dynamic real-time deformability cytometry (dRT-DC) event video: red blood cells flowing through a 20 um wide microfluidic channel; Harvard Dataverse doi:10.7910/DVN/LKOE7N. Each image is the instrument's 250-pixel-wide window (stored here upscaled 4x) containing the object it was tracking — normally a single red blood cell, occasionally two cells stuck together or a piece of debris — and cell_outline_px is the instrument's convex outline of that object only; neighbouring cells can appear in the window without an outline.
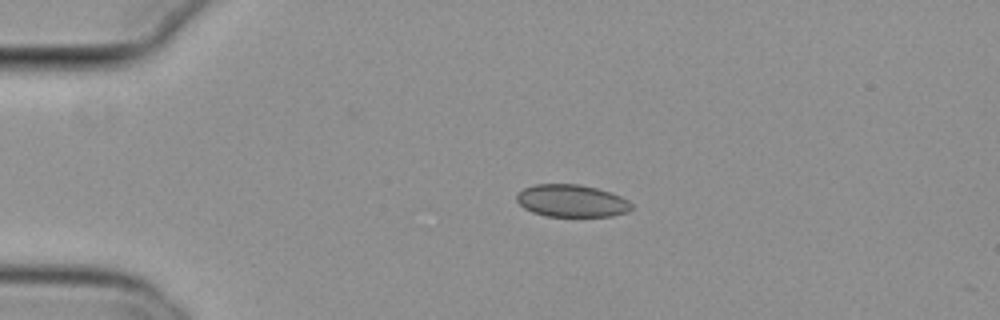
{"species": "common noctule bat (a hibernating species)", "species_latin": "Nyctalus noctula", "temperature_condition": "cold", "stored_images_in_passage": 42, "camera_frame_rate_fps": 3000, "um_per_image_px": 0.085, "animal": {"sex": "female", "body_mass_g": 29.2, "forearm_length_mm": 56.3}, "frame": {"image": 1, "passage_image": 1, "time_ms": 0.0, "image_size_px": [1000, 320], "cell_outline_px": [[632, 208], [628, 212], [612, 216], [544, 216], [532, 212], [524, 208], [516, 200], [516, 196], [524, 188], [536, 184], [580, 184], [596, 188], [620, 196], [628, 200], [632, 204]], "centroid_in_image_um": [48.59, 17.07], "position_along_channel_um": 36.4, "area_um2": 21.62}}
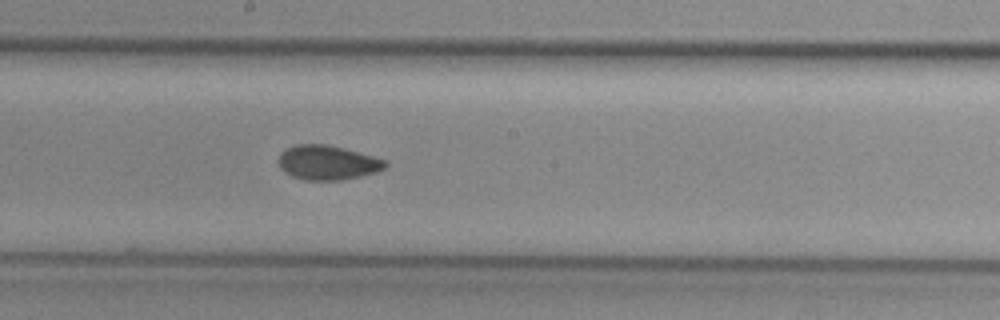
{"frame": {"image": 2, "passage_image": 19, "time_ms": 6.0, "image_size_px": [1000, 320], "cell_outline_px": [[388, 164], [384, 168], [376, 172], [360, 176], [340, 180], [304, 180], [292, 176], [280, 168], [280, 152], [296, 144], [328, 144], [344, 148], [388, 160]], "centroid_in_image_um": [27.87, 13.81], "position_along_channel_um": 220.3, "area_um2": 21.39}}
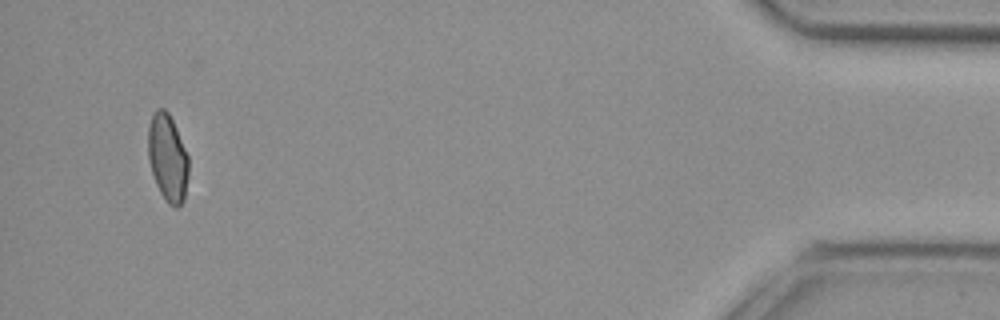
{"frame": {"image": 3, "passage_image": 41, "time_ms": 13.333, "image_size_px": [1000, 320], "cell_outline_px": [[188, 176], [184, 200], [176, 208], [168, 204], [160, 192], [156, 184], [148, 160], [148, 128], [152, 112], [156, 108], [164, 108], [168, 112], [176, 128], [188, 156]], "centroid_in_image_um": [14.23, 13.4], "position_along_channel_um": 421.0, "area_um2": 20.63}, "authors_computed_cell_mechanics": {"area_um2": 21.5016, "velocity_mm_per_s": 3.7916, "shape_relaxation_time_tau1_ms": null, "shape_relaxation_time_tau2_ms": 3.1272, "deformation_change_tau1": null, "deformation_change_tau2": 0.0584}}